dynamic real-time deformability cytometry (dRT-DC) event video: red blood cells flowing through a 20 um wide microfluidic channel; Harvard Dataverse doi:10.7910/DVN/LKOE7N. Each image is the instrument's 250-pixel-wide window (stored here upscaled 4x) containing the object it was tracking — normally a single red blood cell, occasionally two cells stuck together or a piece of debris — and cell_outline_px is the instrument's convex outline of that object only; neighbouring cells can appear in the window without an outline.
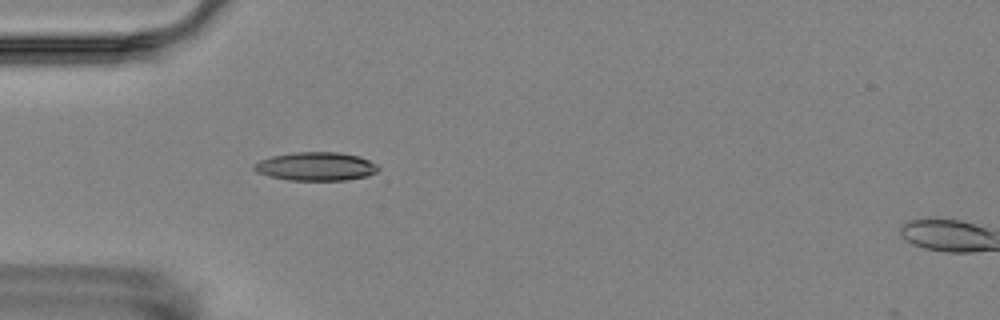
{"species": "Egyptian fruit bat (a non-hibernating species)", "species_latin": "Rousettus aegyptiacus", "temperature_condition": "room temperature", "stored_images_in_passage": 2, "camera_frame_rate_fps": 3000, "um_per_image_px": 0.085, "animal": {"sex": "female"}, "frame": {"image": 1, "passage_image": 1, "time_ms": 0.0, "image_size_px": [1000, 320], "cell_outline_px": [[380, 168], [376, 172], [368, 176], [344, 180], [288, 180], [268, 176], [256, 172], [252, 168], [252, 164], [260, 160], [272, 156], [296, 152], [340, 152], [360, 156], [376, 164]], "centroid_in_image_um": [26.84, 14.14], "position_along_channel_um": 58.2, "area_um2": 20.75}}